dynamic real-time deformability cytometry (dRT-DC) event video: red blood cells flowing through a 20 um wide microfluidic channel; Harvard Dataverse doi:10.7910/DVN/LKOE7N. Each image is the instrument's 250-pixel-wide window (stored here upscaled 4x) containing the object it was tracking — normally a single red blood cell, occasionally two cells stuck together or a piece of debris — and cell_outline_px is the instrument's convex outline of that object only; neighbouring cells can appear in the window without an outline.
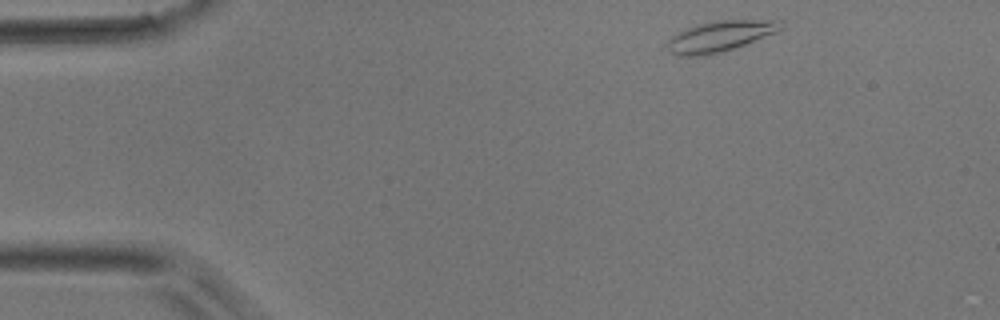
{"species": "common noctule bat (a hibernating species)", "species_latin": "Nyctalus noctula", "temperature_condition": "room temperature", "stored_images_in_passage": 42, "camera_frame_rate_fps": 3000, "um_per_image_px": 0.085, "animal": {"sex": "male", "body_mass_g": 17.9}, "frame": {"image": 1, "passage_image": 1, "time_ms": 0.0, "image_size_px": [1000, 320], "cell_outline_px": [[780, 28], [776, 32], [744, 44], [720, 52], [704, 56], [676, 56], [664, 44], [672, 36], [696, 24], [720, 20], [780, 20]], "centroid_in_image_um": [61.13, 3.09], "position_along_channel_um": 23.9, "area_um2": 19.88}}
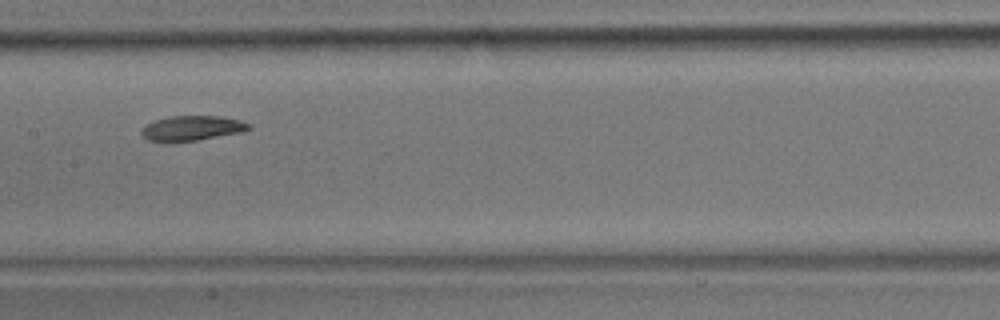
{"frame": {"image": 2, "passage_image": 19, "time_ms": 6.0, "image_size_px": [1000, 320], "cell_outline_px": [[252, 128], [240, 132], [196, 140], [164, 144], [148, 140], [140, 132], [140, 128], [144, 124], [168, 116], [220, 116], [240, 120], [248, 124]], "centroid_in_image_um": [16.21, 10.91], "position_along_channel_um": 191.2, "area_um2": 15.84}}
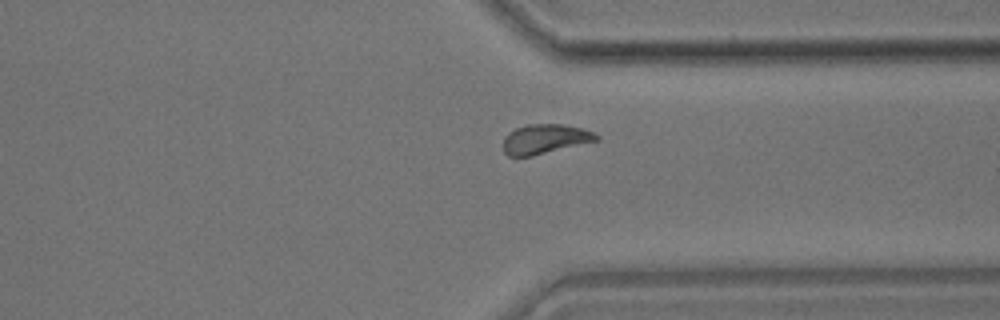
{"frame": {"image": 3, "passage_image": 32, "time_ms": 10.333, "image_size_px": [1000, 320], "cell_outline_px": [[600, 140], [532, 156], [508, 156], [504, 152], [504, 136], [508, 132], [516, 128], [528, 124], [560, 124], [580, 128], [592, 132], [600, 136]], "centroid_in_image_um": [46.32, 11.82], "position_along_channel_um": 365.1, "area_um2": 16.01}}